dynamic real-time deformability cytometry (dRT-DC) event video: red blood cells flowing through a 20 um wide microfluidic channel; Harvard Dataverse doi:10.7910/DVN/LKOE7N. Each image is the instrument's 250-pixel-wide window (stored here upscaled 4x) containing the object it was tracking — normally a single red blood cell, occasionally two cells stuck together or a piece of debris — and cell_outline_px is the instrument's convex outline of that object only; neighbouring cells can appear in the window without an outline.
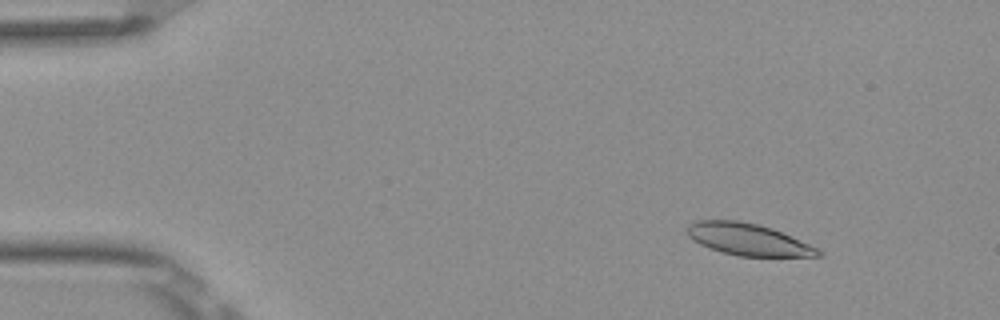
{"species": "Egyptian fruit bat (a non-hibernating species)", "species_latin": "Rousettus aegyptiacus", "temperature_condition": "room temperature", "stored_images_in_passage": 47, "camera_frame_rate_fps": 3000, "um_per_image_px": 0.085, "frame": {"image": 1, "passage_image": 1, "time_ms": 0.0, "image_size_px": [1000, 320], "cell_outline_px": [[824, 252], [820, 256], [740, 256], [724, 252], [700, 244], [692, 240], [688, 236], [688, 224], [696, 220], [736, 220], [760, 224], [772, 228], [808, 244]], "centroid_in_image_um": [63.56, 20.34], "position_along_channel_um": 21.4, "area_um2": 23.99}}
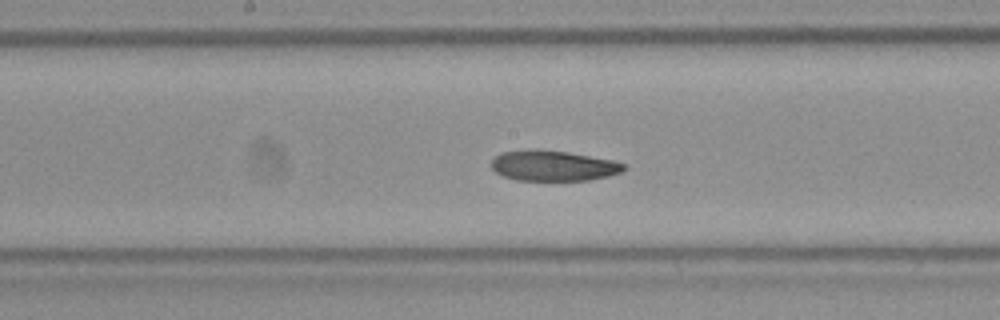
{"frame": {"image": 2, "passage_image": 22, "time_ms": 7.0, "image_size_px": [1000, 320], "cell_outline_px": [[628, 168], [620, 172], [608, 176], [588, 180], [516, 180], [504, 176], [496, 172], [492, 168], [492, 160], [500, 152], [528, 148], [536, 148], [568, 152], [612, 160], [624, 164]], "centroid_in_image_um": [47.0, 14.07], "position_along_channel_um": 201.2, "area_um2": 23.64}}
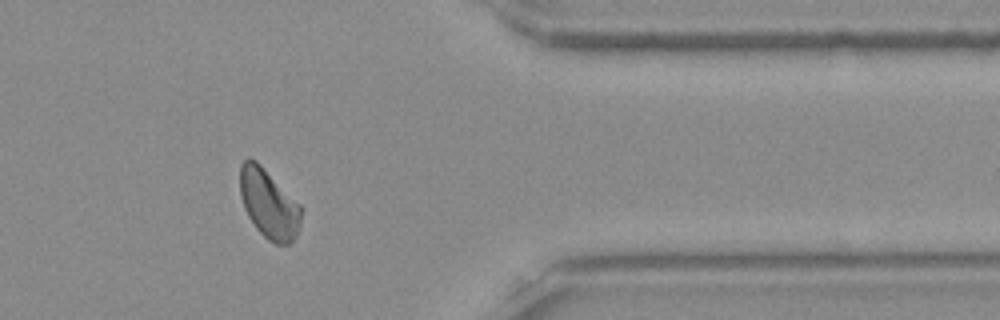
{"frame": {"image": 3, "passage_image": 38, "time_ms": 12.333, "image_size_px": [1000, 320], "cell_outline_px": [[300, 224], [296, 236], [288, 244], [276, 244], [268, 240], [256, 228], [248, 216], [244, 208], [240, 196], [240, 164], [248, 156], [256, 160], [300, 204]], "centroid_in_image_um": [22.82, 17.3], "position_along_channel_um": 388.6, "area_um2": 24.51}, "authors_computed_cell_mechanics": {"area_um2": 24.3916, "velocity_mm_per_s": 3.8462, "shape_relaxation_time_tau1_ms": 5.1886, "shape_relaxation_time_tau2_ms": 7.5407, "deformation_change_tau1": 0.1293, "deformation_change_tau2": 0.1195}}